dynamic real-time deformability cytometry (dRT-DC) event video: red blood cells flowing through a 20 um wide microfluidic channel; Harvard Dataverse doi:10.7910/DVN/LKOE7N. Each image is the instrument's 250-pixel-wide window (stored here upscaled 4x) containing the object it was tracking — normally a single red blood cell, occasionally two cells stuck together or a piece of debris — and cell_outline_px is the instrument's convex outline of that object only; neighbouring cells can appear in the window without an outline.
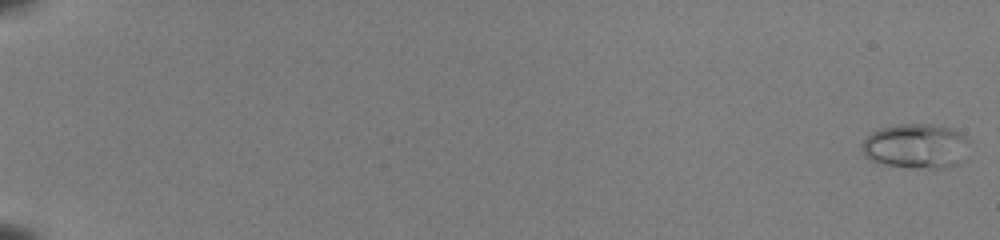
{"species": "common noctule bat (a hibernating species)", "species_latin": "Nyctalus noctula", "temperature_condition": "room temperature", "stored_images_in_passage": 54, "camera_frame_rate_fps": 3000, "um_per_image_px": 0.085, "animal": {"sex": "female", "body_mass_g": 22.0, "forearm_length_mm": 56.7}, "frame": {"image": 1, "passage_image": 1, "time_ms": 0.0, "image_size_px": [1000, 240], "cell_outline_px": [[964, 160], [960, 164], [944, 168], [916, 168], [884, 164], [872, 160], [864, 156], [860, 148], [864, 140], [872, 132], [880, 128], [900, 124], [932, 124], [952, 128], [964, 136]], "centroid_in_image_um": [77.81, 12.43], "position_along_channel_um": 7.2, "area_um2": 27.74}}
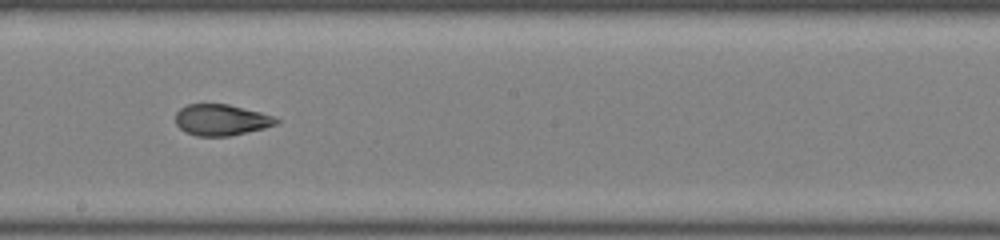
{"frame": {"image": 2, "passage_image": 34, "time_ms": 11.0, "image_size_px": [1000, 240], "cell_outline_px": [[280, 120], [276, 124], [264, 128], [228, 136], [196, 136], [184, 132], [176, 124], [176, 112], [180, 108], [188, 104], [228, 104], [260, 112], [272, 116]], "centroid_in_image_um": [18.77, 10.19], "position_along_channel_um": 229.4, "area_um2": 18.21}}
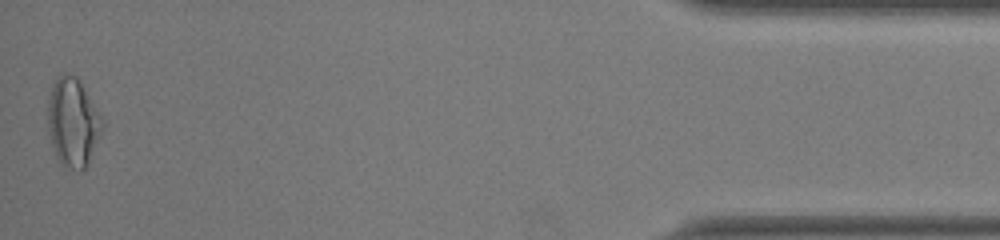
{"frame": {"image": 3, "passage_image": 54, "time_ms": 17.667, "image_size_px": [1000, 240], "cell_outline_px": [[104, 124], [100, 136], [88, 164], [80, 172], [60, 164], [56, 156], [52, 144], [48, 128], [48, 100], [52, 84], [56, 76], [76, 76], [80, 80], [104, 120]], "centroid_in_image_um": [6.21, 10.41], "position_along_channel_um": 429.0, "area_um2": 28.09}, "authors_computed_cell_mechanics": {"area_um2": 20.4034, "velocity_mm_per_s": 3.9851, "shape_relaxation_time_tau1_ms": null, "shape_relaxation_time_tau2_ms": 1.1374, "deformation_change_tau1": null, "deformation_change_tau2": 0.0672}}